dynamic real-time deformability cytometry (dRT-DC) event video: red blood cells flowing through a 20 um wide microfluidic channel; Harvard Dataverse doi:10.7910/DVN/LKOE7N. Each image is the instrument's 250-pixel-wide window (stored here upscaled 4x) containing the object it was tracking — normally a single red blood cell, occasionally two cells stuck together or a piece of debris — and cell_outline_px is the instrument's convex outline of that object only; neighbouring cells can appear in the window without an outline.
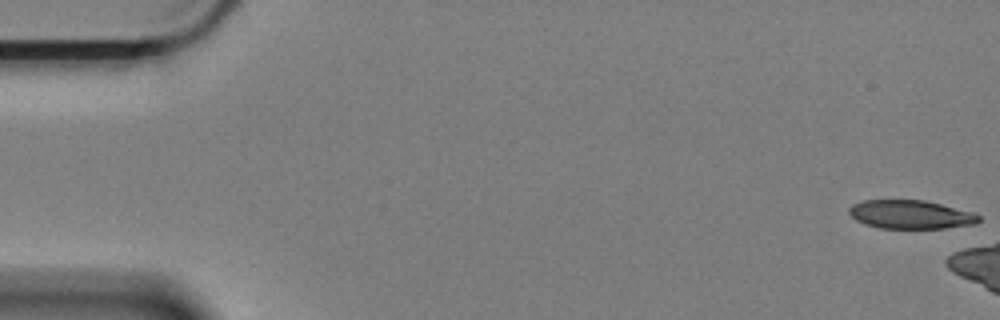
{"species": "Egyptian fruit bat (a non-hibernating species)", "species_latin": "Rousettus aegyptiacus", "temperature_condition": "cold", "stored_images_in_passage": 7, "camera_frame_rate_fps": 3000, "um_per_image_px": 0.085, "animal": {"sex": "female"}, "frame": {"image": 1, "passage_image": 1, "time_ms": 0.0, "image_size_px": [1000, 320], "cell_outline_px": [[980, 220], [976, 224], [944, 228], [880, 228], [864, 224], [856, 220], [848, 212], [848, 208], [852, 204], [864, 200], [924, 200], [972, 212], [980, 216]], "centroid_in_image_um": [77.38, 18.23], "position_along_channel_um": 7.6, "area_um2": 21.56}}